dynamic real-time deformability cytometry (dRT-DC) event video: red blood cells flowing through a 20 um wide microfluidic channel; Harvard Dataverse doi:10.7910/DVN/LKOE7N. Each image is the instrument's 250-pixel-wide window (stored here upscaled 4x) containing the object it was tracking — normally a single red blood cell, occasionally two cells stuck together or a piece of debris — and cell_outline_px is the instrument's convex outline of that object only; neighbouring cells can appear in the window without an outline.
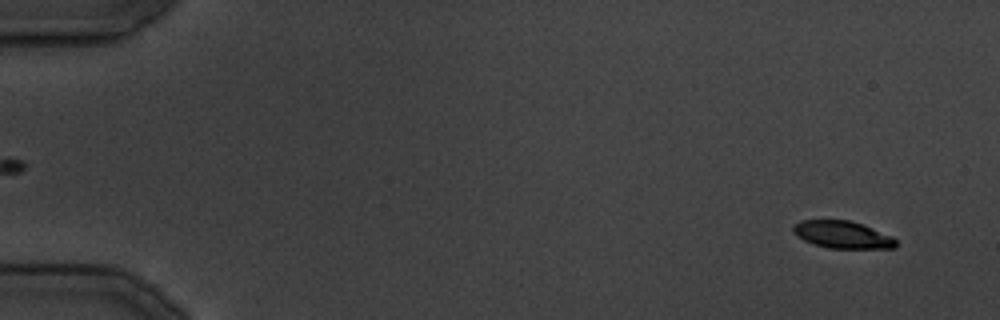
{"species": "common noctule bat (a hibernating species)", "species_latin": "Nyctalus noctula", "temperature_condition": "cold", "stored_images_in_passage": 27, "camera_frame_rate_fps": 3000, "um_per_image_px": 0.085, "animal": {"sex": "male", "body_mass_g": 19.5, "forearm_length_mm": 54.6}, "frame": {"image": 1, "passage_image": 3, "time_ms": 3.0, "image_size_px": [1000, 320], "cell_outline_px": [[896, 248], [828, 248], [812, 244], [796, 236], [792, 228], [800, 220], [848, 220], [872, 228], [892, 236], [896, 240]], "centroid_in_image_um": [71.59, 19.95], "position_along_channel_um": 13.4, "area_um2": 16.24}}
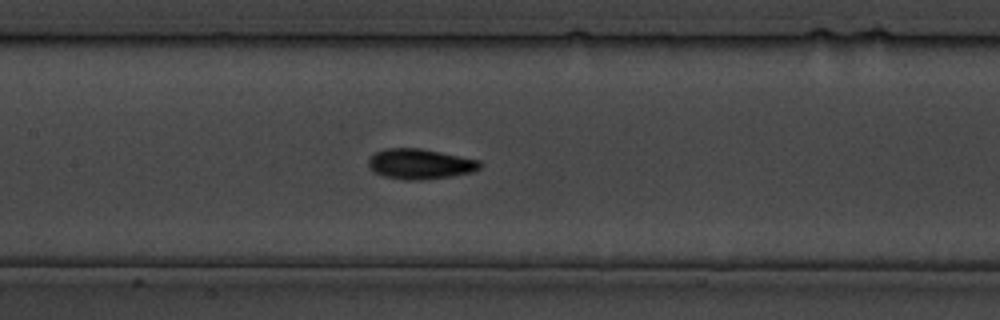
{"frame": {"image": 2, "passage_image": 18, "time_ms": 21.333, "image_size_px": [1000, 320], "cell_outline_px": [[484, 164], [480, 168], [472, 172], [452, 176], [420, 180], [404, 180], [384, 176], [368, 168], [368, 160], [376, 152], [388, 148], [420, 148], [480, 160]], "centroid_in_image_um": [35.73, 13.94], "position_along_channel_um": 171.7, "area_um2": 19.65}}
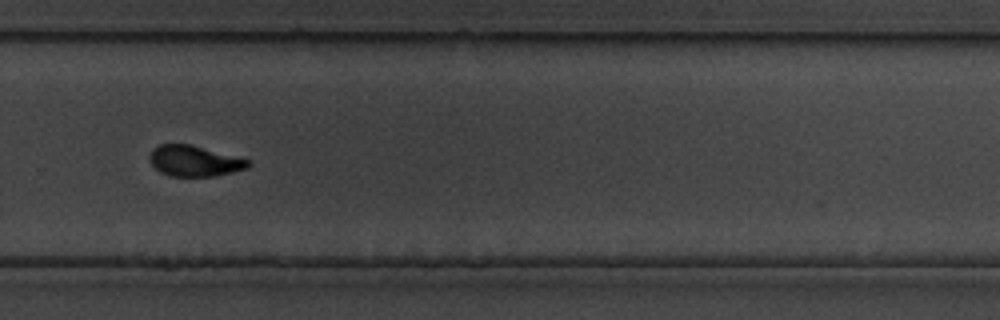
{"frame": {"image": 3, "passage_image": 25, "time_ms": 30.333, "image_size_px": [1000, 320], "cell_outline_px": [[252, 164], [248, 168], [232, 172], [212, 176], [172, 176], [160, 172], [152, 164], [148, 156], [152, 148], [160, 144], [192, 144], [252, 160]], "centroid_in_image_um": [16.55, 13.66], "position_along_channel_um": 313.2, "area_um2": 17.86}}